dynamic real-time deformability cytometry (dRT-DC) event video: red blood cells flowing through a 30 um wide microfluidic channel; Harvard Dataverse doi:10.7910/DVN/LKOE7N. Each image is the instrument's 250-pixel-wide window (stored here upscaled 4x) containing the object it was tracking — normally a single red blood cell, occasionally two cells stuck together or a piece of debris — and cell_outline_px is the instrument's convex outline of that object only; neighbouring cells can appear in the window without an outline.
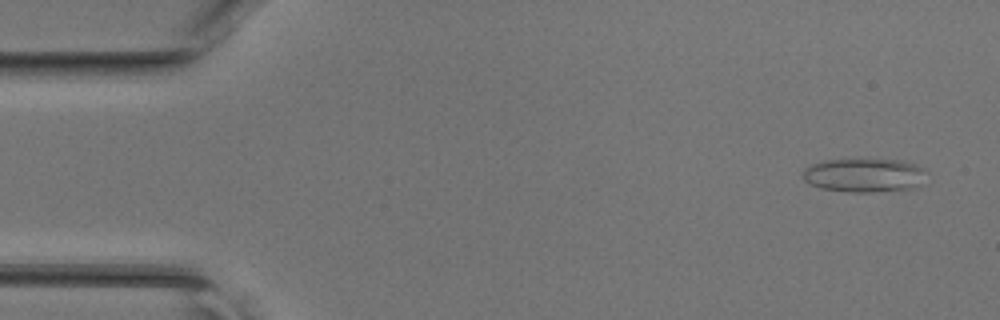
{"species": "common noctule bat (a hibernating species)", "species_latin": "Nyctalus noctula", "temperature_condition": "room temperature", "stored_images_in_passage": 46, "camera_frame_rate_fps": 3000, "um_per_image_px": 0.085, "animal": {"sex": "female", "body_mass_g": 17.0, "forearm_length_mm": 48.0}, "frame": {"image": 1, "passage_image": 3, "time_ms": 0.667, "image_size_px": [1000, 320], "cell_outline_px": [[928, 172], [920, 184], [912, 188], [872, 192], [852, 192], [820, 188], [808, 184], [804, 180], [800, 172], [804, 168], [812, 164], [824, 160], [904, 160], [928, 168]], "centroid_in_image_um": [73.46, 14.89], "position_along_channel_um": 11.5, "area_um2": 24.62}}
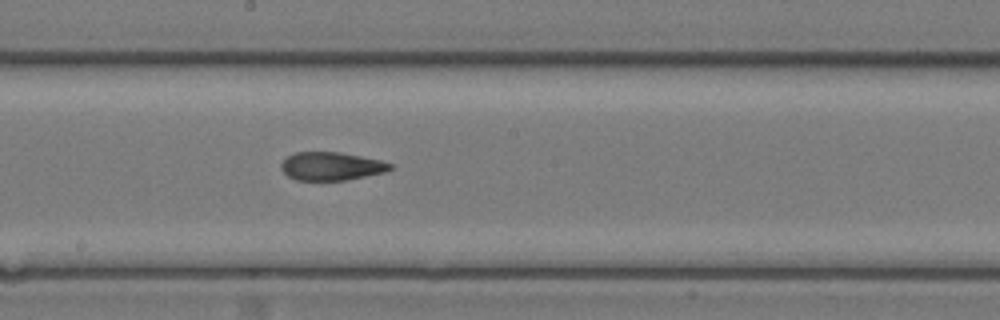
{"frame": {"image": 2, "passage_image": 25, "time_ms": 8.0, "image_size_px": [1000, 320], "cell_outline_px": [[396, 168], [384, 172], [344, 180], [296, 180], [288, 176], [280, 168], [280, 164], [292, 152], [340, 152], [380, 160], [392, 164]], "centroid_in_image_um": [28.15, 14.12], "position_along_channel_um": 220.0, "area_um2": 17.92}}
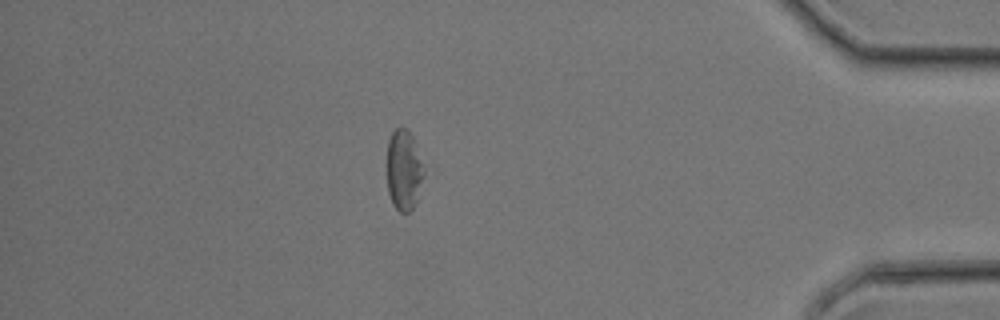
{"frame": {"image": 3, "passage_image": 40, "time_ms": 13.0, "image_size_px": [1000, 320], "cell_outline_px": [[424, 176], [416, 204], [408, 212], [400, 212], [392, 204], [388, 192], [388, 140], [392, 132], [396, 128], [404, 128], [412, 136], [424, 172]], "centroid_in_image_um": [34.32, 14.51], "position_along_channel_um": 400.9, "area_um2": 16.94}}